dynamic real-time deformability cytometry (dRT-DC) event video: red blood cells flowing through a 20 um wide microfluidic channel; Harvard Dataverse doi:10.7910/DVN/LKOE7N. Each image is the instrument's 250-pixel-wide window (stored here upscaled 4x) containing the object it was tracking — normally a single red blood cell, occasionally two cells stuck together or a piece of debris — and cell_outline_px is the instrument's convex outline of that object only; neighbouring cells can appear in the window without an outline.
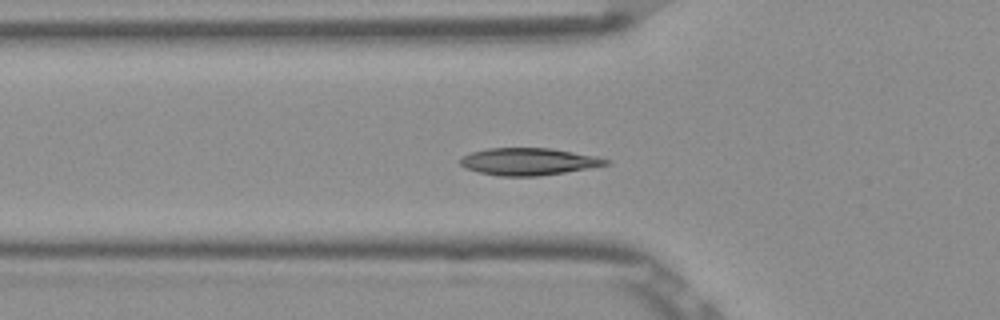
{"species": "Egyptian fruit bat (a non-hibernating species)", "species_latin": "Rousettus aegyptiacus", "temperature_condition": "room temperature", "stored_images_in_passage": 36, "camera_frame_rate_fps": 3000, "um_per_image_px": 0.085, "frame": {"image": 1, "passage_image": 2, "time_ms": 0.333, "image_size_px": [1000, 320], "cell_outline_px": [[612, 164], [564, 172], [536, 176], [500, 176], [480, 172], [464, 168], [460, 164], [460, 160], [464, 156], [472, 152], [488, 148], [552, 148], [596, 156], [612, 160]], "centroid_in_image_um": [44.97, 13.73], "position_along_channel_um": 80.8, "area_um2": 23.0}}
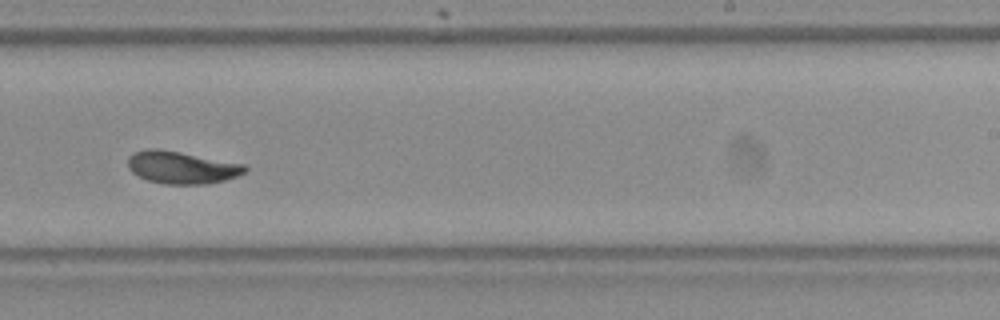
{"frame": {"image": 2, "passage_image": 17, "time_ms": 5.333, "image_size_px": [1000, 320], "cell_outline_px": [[248, 172], [224, 180], [208, 184], [164, 184], [148, 180], [132, 172], [128, 168], [128, 156], [132, 152], [144, 148], [156, 148], [180, 152], [244, 164], [248, 168]], "centroid_in_image_um": [15.42, 14.22], "position_along_channel_um": 273.6, "area_um2": 22.2}}
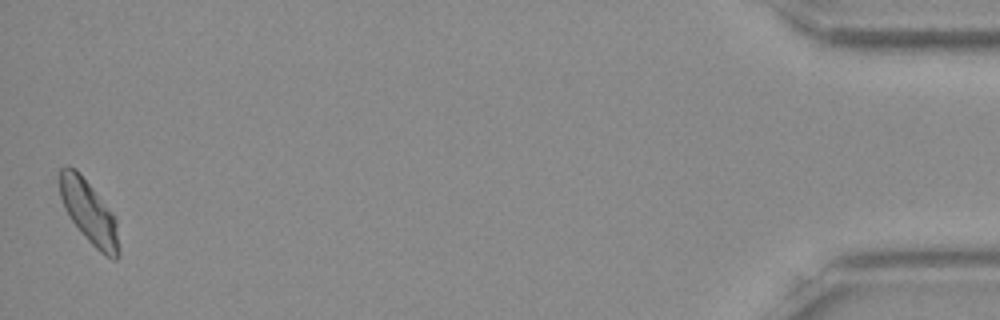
{"frame": {"image": 3, "passage_image": 36, "time_ms": 11.667, "image_size_px": [1000, 320], "cell_outline_px": [[120, 256], [116, 260], [112, 260], [104, 256], [88, 240], [68, 216], [64, 208], [60, 196], [60, 168], [64, 164], [68, 164], [76, 168], [80, 172], [116, 216], [120, 252]], "centroid_in_image_um": [7.59, 18.03], "position_along_channel_um": 427.6, "area_um2": 22.2}, "authors_computed_cell_mechanics": {"area_um2": 21.7039, "velocity_mm_per_s": 3.8495, "shape_relaxation_time_tau1_ms": 3.433, "shape_relaxation_time_tau2_ms": 1.5374, "deformation_change_tau1": 0.1185, "deformation_change_tau2": 0.0393}}